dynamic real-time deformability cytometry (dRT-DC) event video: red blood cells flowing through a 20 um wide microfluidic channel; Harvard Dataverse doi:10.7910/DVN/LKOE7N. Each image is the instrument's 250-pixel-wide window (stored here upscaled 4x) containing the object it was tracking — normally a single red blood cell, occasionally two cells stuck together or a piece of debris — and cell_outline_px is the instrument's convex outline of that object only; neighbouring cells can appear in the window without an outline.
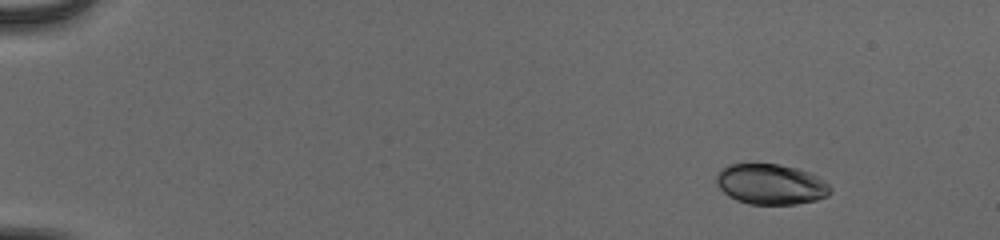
{"species": "human", "species_latin": "Homo sapiens", "temperature_condition": "cold", "stored_images_in_passage": 49, "camera_frame_rate_fps": 3000, "um_per_image_px": 0.085, "donor": {"sex": "male"}, "frame": {"image": 1, "passage_image": 1, "time_ms": 0.0, "image_size_px": [1000, 240], "cell_outline_px": [[832, 192], [828, 196], [816, 200], [796, 204], [748, 204], [736, 200], [728, 196], [720, 188], [716, 180], [716, 176], [720, 168], [728, 164], [780, 164], [796, 168], [808, 172], [824, 180], [832, 188]], "centroid_in_image_um": [65.52, 15.66], "position_along_channel_um": 19.5, "area_um2": 26.99}}
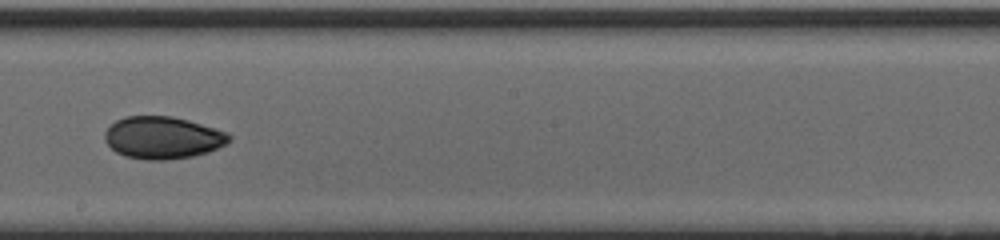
{"frame": {"image": 2, "passage_image": 28, "time_ms": 9.0, "image_size_px": [1000, 240], "cell_outline_px": [[232, 140], [208, 152], [192, 156], [168, 160], [148, 160], [124, 156], [116, 152], [104, 140], [104, 132], [116, 120], [124, 116], [172, 116], [188, 120], [228, 132], [232, 136]], "centroid_in_image_um": [13.83, 11.7], "position_along_channel_um": 234.4, "area_um2": 30.69}}
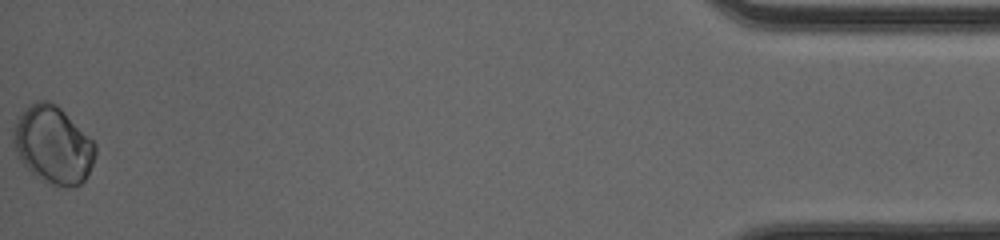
{"frame": {"image": 3, "passage_image": 49, "time_ms": 16.0, "image_size_px": [1000, 240], "cell_outline_px": [[96, 152], [88, 176], [80, 184], [68, 188], [48, 184], [36, 176], [20, 160], [12, 144], [12, 132], [16, 120], [24, 108], [36, 100], [48, 100], [56, 104], [96, 144]], "centroid_in_image_um": [4.49, 12.32], "position_along_channel_um": 430.7, "area_um2": 37.05}, "authors_computed_cell_mechanics": {"area_um2": 29.6514, "velocity_mm_per_s": 3.9644, "shape_relaxation_time_tau1_ms": 2.4488, "shape_relaxation_time_tau2_ms": 7.2582, "deformation_change_tau1": 0.0536, "deformation_change_tau2": 0.0488}}